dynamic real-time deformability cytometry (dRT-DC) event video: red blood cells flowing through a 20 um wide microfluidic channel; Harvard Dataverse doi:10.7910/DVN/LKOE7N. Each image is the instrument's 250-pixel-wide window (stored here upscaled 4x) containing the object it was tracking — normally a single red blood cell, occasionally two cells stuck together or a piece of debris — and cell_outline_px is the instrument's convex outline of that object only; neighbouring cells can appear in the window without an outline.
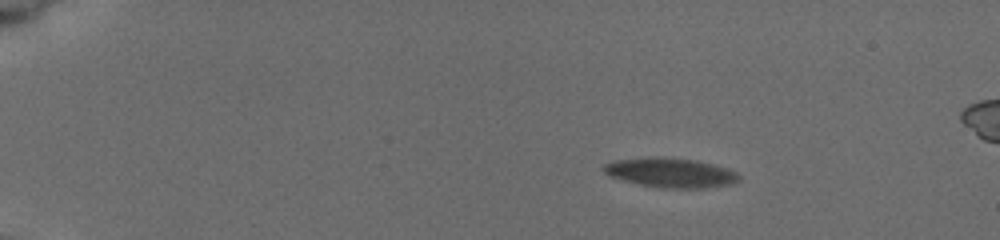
{"species": "common noctule bat (a hibernating species)", "species_latin": "Nyctalus noctula", "temperature_condition": "cold", "stored_images_in_passage": 10, "camera_frame_rate_fps": 3000, "um_per_image_px": 0.085, "animal": {"sex": "female", "body_mass_g": 19.5, "forearm_length_mm": 54.1}, "frame": {"image": 1, "passage_image": 4, "time_ms": 2.667, "image_size_px": [1000, 240], "cell_outline_px": [[740, 180], [732, 184], [704, 188], [660, 188], [640, 184], [624, 180], [612, 176], [604, 172], [600, 168], [604, 164], [616, 160], [648, 156], [656, 156], [696, 160], [728, 168], [736, 172], [740, 176]], "centroid_in_image_um": [57.01, 14.67], "position_along_channel_um": 28.0, "area_um2": 23.41}}
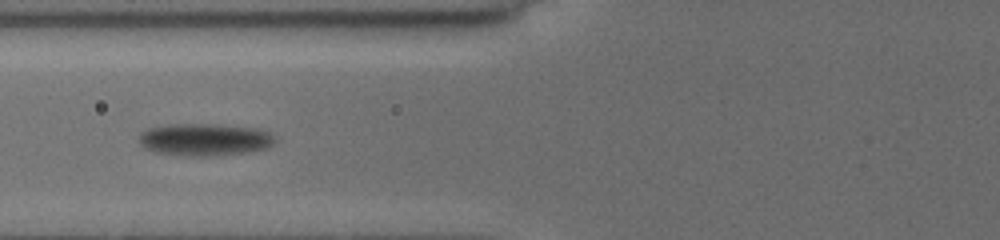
{"frame": {"image": 2, "passage_image": 9, "time_ms": 7.667, "image_size_px": [1000, 240], "cell_outline_px": [[276, 140], [268, 148], [252, 152], [212, 156], [184, 156], [152, 152], [144, 148], [140, 144], [140, 132], [148, 128], [172, 124], [220, 124], [256, 128], [268, 132], [276, 136]], "centroid_in_image_um": [17.41, 11.87], "position_along_channel_um": 108.4, "area_um2": 26.07}}